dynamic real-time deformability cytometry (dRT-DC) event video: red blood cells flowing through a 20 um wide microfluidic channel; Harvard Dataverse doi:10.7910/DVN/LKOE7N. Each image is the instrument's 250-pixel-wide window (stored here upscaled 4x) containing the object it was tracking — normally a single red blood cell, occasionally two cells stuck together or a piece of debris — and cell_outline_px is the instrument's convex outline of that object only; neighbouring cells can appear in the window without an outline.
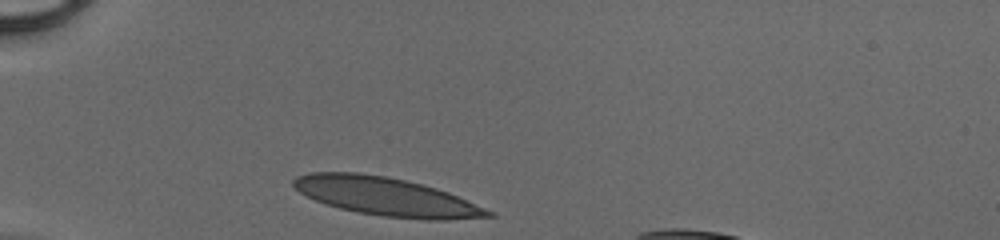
{"species": "human", "species_latin": "Homo sapiens", "temperature_condition": "cold", "stored_images_in_passage": 27, "camera_frame_rate_fps": 3000, "um_per_image_px": 0.085, "donor": {"sex": "male"}, "frame": {"image": 1, "passage_image": 1, "time_ms": 0.0, "image_size_px": [1000, 240], "cell_outline_px": [[496, 216], [448, 220], [428, 220], [384, 216], [356, 212], [340, 208], [316, 200], [292, 188], [292, 180], [296, 176], [308, 172], [360, 172], [384, 176], [424, 184], [448, 192], [496, 212]], "centroid_in_image_um": [32.84, 16.7], "position_along_channel_um": 52.2, "area_um2": 43.58}}
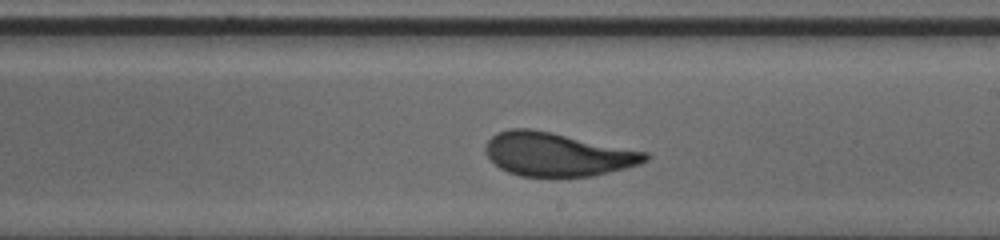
{"frame": {"image": 2, "passage_image": 16, "time_ms": 5.0, "image_size_px": [1000, 240], "cell_outline_px": [[652, 156], [648, 160], [640, 164], [592, 176], [520, 176], [508, 172], [500, 168], [488, 156], [484, 148], [484, 144], [496, 132], [508, 128], [532, 128], [552, 132], [648, 152]], "centroid_in_image_um": [47.37, 13.1], "position_along_channel_um": 241.6, "area_um2": 40.63}}
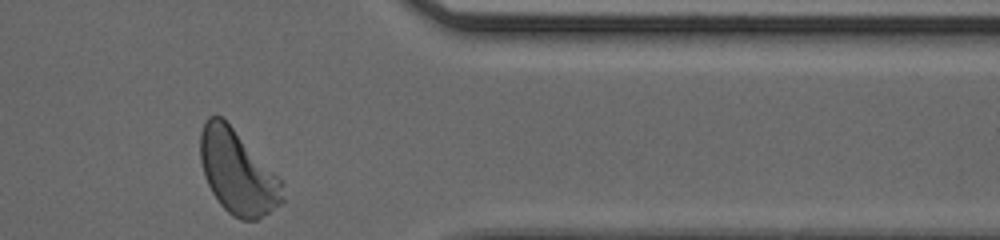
{"frame": {"image": 3, "passage_image": 27, "time_ms": 8.667, "image_size_px": [1000, 240], "cell_outline_px": [[284, 200], [280, 204], [256, 220], [240, 220], [232, 216], [220, 204], [212, 192], [204, 176], [200, 160], [200, 132], [208, 116], [220, 116], [232, 128], [280, 180]], "centroid_in_image_um": [20.14, 14.67], "position_along_channel_um": 391.3, "area_um2": 39.07}}